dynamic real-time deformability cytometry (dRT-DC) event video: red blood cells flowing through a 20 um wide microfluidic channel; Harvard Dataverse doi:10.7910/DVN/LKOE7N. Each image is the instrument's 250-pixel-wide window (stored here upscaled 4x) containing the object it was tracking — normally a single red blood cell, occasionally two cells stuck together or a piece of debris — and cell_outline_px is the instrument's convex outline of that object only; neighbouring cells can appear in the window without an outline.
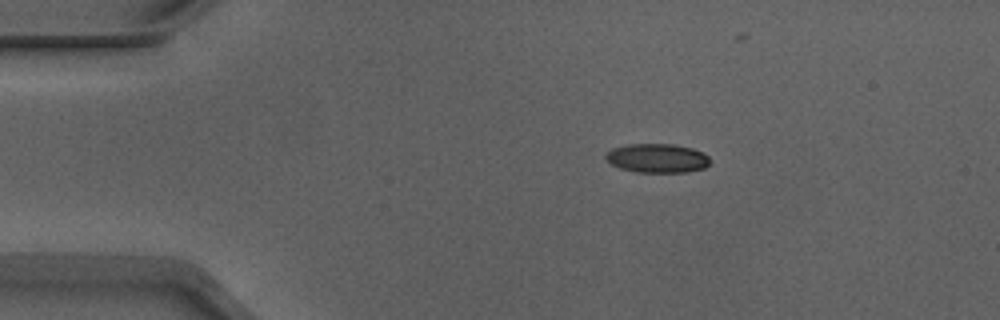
{"species": "Egyptian fruit bat (a non-hibernating species)", "species_latin": "Rousettus aegyptiacus", "temperature_condition": "warm", "stored_images_in_passage": 12, "camera_frame_rate_fps": 3000, "um_per_image_px": 0.085, "animal": {"sex": "male"}, "frame": {"image": 1, "passage_image": 10, "time_ms": 3.0, "image_size_px": [1000, 320], "cell_outline_px": [[712, 160], [704, 168], [688, 172], [636, 172], [620, 168], [612, 164], [604, 156], [612, 148], [628, 144], [672, 144], [692, 148], [704, 152]], "centroid_in_image_um": [55.9, 13.44], "position_along_channel_um": 29.1, "area_um2": 17.69}}